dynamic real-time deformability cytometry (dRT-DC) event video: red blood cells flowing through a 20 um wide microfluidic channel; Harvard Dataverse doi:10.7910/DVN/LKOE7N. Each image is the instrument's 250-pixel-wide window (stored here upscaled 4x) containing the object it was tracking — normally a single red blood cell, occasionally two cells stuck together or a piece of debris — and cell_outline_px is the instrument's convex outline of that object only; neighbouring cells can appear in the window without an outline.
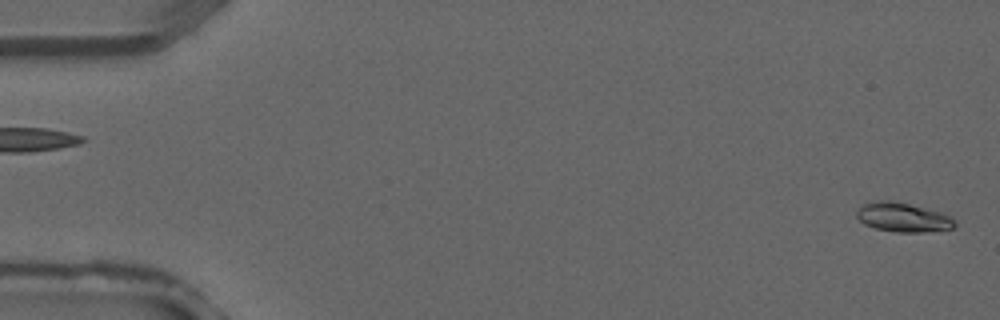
{"species": "common noctule bat (a hibernating species)", "species_latin": "Nyctalus noctula", "temperature_condition": "warm", "stored_images_in_passage": 4, "camera_frame_rate_fps": 3000, "um_per_image_px": 0.085, "animal": {"sex": "male", "forearm_length_mm": 52.5}, "frame": {"image": 1, "passage_image": 4, "time_ms": 1.0, "image_size_px": [1000, 320], "cell_outline_px": [[956, 228], [924, 232], [896, 232], [876, 228], [864, 224], [856, 216], [856, 212], [864, 204], [872, 200], [888, 200], [908, 204], [944, 212], [952, 216], [956, 220]], "centroid_in_image_um": [76.81, 18.47], "position_along_channel_um": 8.2, "area_um2": 16.88}}